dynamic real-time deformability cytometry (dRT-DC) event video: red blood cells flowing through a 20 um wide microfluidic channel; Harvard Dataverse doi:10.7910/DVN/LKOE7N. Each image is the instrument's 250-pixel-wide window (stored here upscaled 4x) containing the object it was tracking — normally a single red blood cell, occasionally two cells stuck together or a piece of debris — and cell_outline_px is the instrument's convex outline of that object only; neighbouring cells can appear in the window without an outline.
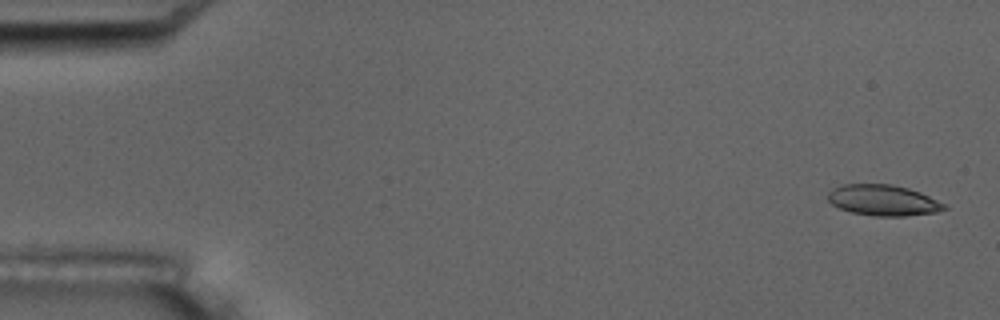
{"species": "common noctule bat (a hibernating species)", "species_latin": "Nyctalus noctula", "temperature_condition": "room temperature", "stored_images_in_passage": 5, "camera_frame_rate_fps": 3000, "um_per_image_px": 0.085, "animal": {"sex": "male", "body_mass_g": 17.5, "forearm_length_mm": 52.3}, "frame": {"image": 1, "passage_image": 1, "time_ms": 0.0, "image_size_px": [1000, 320], "cell_outline_px": [[948, 208], [936, 212], [904, 216], [872, 216], [852, 212], [840, 208], [832, 204], [828, 200], [828, 192], [832, 188], [844, 184], [892, 184], [908, 188], [920, 192], [944, 204]], "centroid_in_image_um": [75.04, 17.02], "position_along_channel_um": 10.0, "area_um2": 20.81}}